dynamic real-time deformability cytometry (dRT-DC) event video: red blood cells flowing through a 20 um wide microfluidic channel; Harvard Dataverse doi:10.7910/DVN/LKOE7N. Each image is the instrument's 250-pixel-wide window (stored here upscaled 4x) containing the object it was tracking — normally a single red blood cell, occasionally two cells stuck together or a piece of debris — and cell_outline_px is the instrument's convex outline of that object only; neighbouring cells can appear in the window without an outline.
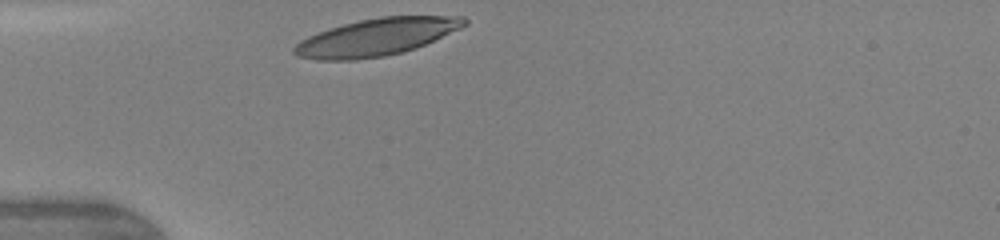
{"species": "human", "species_latin": "Homo sapiens", "temperature_condition": "warm", "stored_images_in_passage": 12, "camera_frame_rate_fps": 3000, "um_per_image_px": 0.085, "donor": {"sex": "female"}, "frame": {"image": 1, "passage_image": 1, "time_ms": 0.0, "image_size_px": [1000, 240], "cell_outline_px": [[468, 24], [460, 28], [416, 48], [404, 52], [384, 56], [356, 60], [316, 60], [300, 56], [292, 52], [292, 48], [300, 40], [308, 36], [344, 24], [360, 20], [380, 16], [464, 16], [468, 20]], "centroid_in_image_um": [32.01, 3.16], "position_along_channel_um": 53.0, "area_um2": 36.7}}